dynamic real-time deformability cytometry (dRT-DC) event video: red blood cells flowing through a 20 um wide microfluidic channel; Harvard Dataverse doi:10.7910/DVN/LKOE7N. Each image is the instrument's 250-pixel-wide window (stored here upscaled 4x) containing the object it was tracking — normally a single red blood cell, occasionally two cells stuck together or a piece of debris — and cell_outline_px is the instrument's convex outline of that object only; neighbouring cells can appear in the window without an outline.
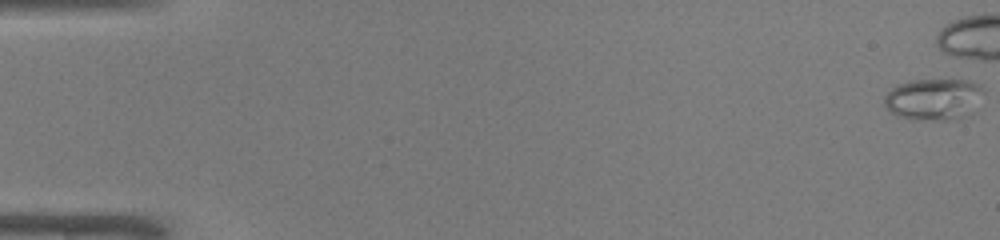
{"species": "common noctule bat (a hibernating species)", "species_latin": "Nyctalus noctula", "temperature_condition": "warm", "stored_images_in_passage": 7, "camera_frame_rate_fps": 3000, "um_per_image_px": 0.085, "animal": {"sex": "male", "body_mass_g": 19.0, "forearm_length_mm": 50.8}, "frame": {"image": 1, "passage_image": 1, "time_ms": 0.0, "image_size_px": [1000, 240], "cell_outline_px": [[984, 92], [964, 116], [956, 120], [912, 120], [896, 116], [884, 104], [884, 96], [896, 84], [912, 80], [968, 80], [980, 84], [984, 88]], "centroid_in_image_um": [79.31, 8.43], "position_along_channel_um": 5.7, "area_um2": 23.93}}